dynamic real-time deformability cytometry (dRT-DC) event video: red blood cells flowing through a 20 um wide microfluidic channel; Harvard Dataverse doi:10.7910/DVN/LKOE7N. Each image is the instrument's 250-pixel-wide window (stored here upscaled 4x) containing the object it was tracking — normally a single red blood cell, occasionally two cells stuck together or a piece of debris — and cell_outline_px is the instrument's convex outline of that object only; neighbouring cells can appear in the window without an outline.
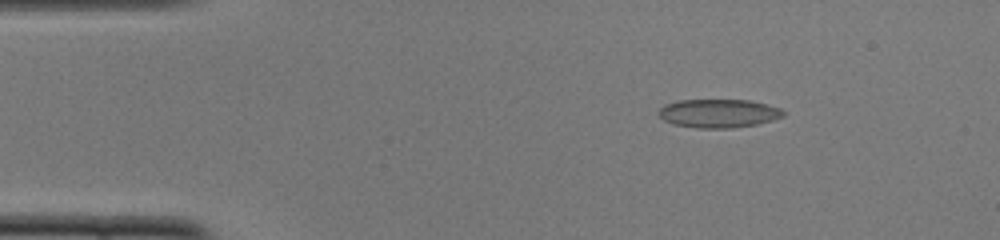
{"species": "common noctule bat (a hibernating species)", "species_latin": "Nyctalus noctula", "temperature_condition": "cold", "stored_images_in_passage": 51, "camera_frame_rate_fps": 3000, "um_per_image_px": 0.085, "animal": {"sex": "female", "body_mass_g": 22.0, "forearm_length_mm": 56.7}, "frame": {"image": 1, "passage_image": 7, "time_ms": 2.0, "image_size_px": [1000, 240], "cell_outline_px": [[784, 116], [772, 120], [756, 124], [732, 128], [696, 128], [672, 124], [664, 120], [656, 112], [664, 104], [676, 100], [748, 100], [780, 108], [784, 112]], "centroid_in_image_um": [61.02, 9.63], "position_along_channel_um": 24.0, "area_um2": 20.75}}
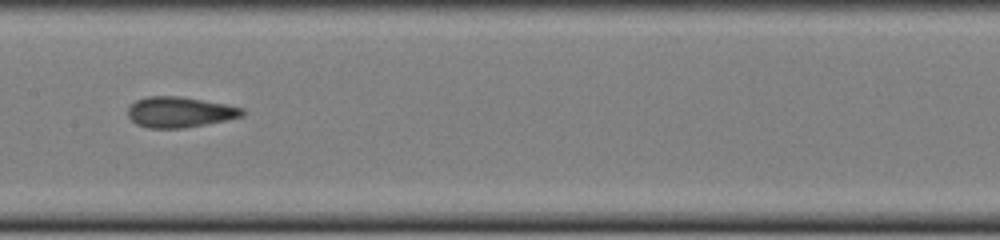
{"frame": {"image": 2, "passage_image": 25, "time_ms": 8.0, "image_size_px": [1000, 240], "cell_outline_px": [[248, 112], [244, 116], [228, 120], [180, 128], [148, 128], [136, 124], [128, 116], [128, 108], [136, 100], [148, 96], [180, 96], [224, 104], [244, 108]], "centroid_in_image_um": [15.31, 9.53], "position_along_channel_um": 192.1, "area_um2": 20.4}}
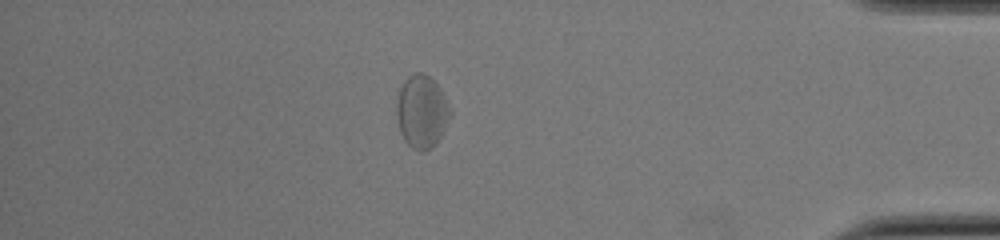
{"frame": {"image": 3, "passage_image": 44, "time_ms": 14.333, "image_size_px": [1000, 240], "cell_outline_px": [[452, 112], [436, 144], [432, 148], [424, 152], [420, 152], [412, 148], [404, 140], [400, 132], [396, 116], [396, 104], [400, 88], [404, 80], [412, 72], [424, 72], [440, 88]], "centroid_in_image_um": [35.82, 9.49], "position_along_channel_um": 399.4, "area_um2": 22.83}, "authors_computed_cell_mechanics": {"area_um2": 20.519, "velocity_mm_per_s": 3.8687, "shape_relaxation_time_tau1_ms": 2.3059, "shape_relaxation_time_tau2_ms": 1.6769, "deformation_change_tau1": 0.1031, "deformation_change_tau2": 0.104}}